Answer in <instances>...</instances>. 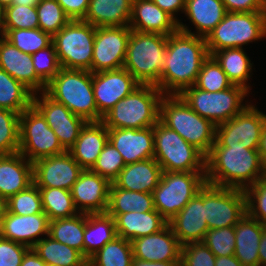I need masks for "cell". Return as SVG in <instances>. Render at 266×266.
Masks as SVG:
<instances>
[{"mask_svg":"<svg viewBox=\"0 0 266 266\" xmlns=\"http://www.w3.org/2000/svg\"><path fill=\"white\" fill-rule=\"evenodd\" d=\"M208 57L205 38L177 30L167 37L165 64L156 86L164 95H179L195 85Z\"/></svg>","mask_w":266,"mask_h":266,"instance_id":"1","label":"cell"},{"mask_svg":"<svg viewBox=\"0 0 266 266\" xmlns=\"http://www.w3.org/2000/svg\"><path fill=\"white\" fill-rule=\"evenodd\" d=\"M266 176L258 149L223 147L216 140L205 157L206 183L245 190Z\"/></svg>","mask_w":266,"mask_h":266,"instance_id":"2","label":"cell"},{"mask_svg":"<svg viewBox=\"0 0 266 266\" xmlns=\"http://www.w3.org/2000/svg\"><path fill=\"white\" fill-rule=\"evenodd\" d=\"M159 120L205 157L211 151L215 142L216 126L192 110L179 95L162 97Z\"/></svg>","mask_w":266,"mask_h":266,"instance_id":"3","label":"cell"},{"mask_svg":"<svg viewBox=\"0 0 266 266\" xmlns=\"http://www.w3.org/2000/svg\"><path fill=\"white\" fill-rule=\"evenodd\" d=\"M164 94L157 86L140 85L119 100L101 122L108 129L153 127L159 121L160 102Z\"/></svg>","mask_w":266,"mask_h":266,"instance_id":"4","label":"cell"},{"mask_svg":"<svg viewBox=\"0 0 266 266\" xmlns=\"http://www.w3.org/2000/svg\"><path fill=\"white\" fill-rule=\"evenodd\" d=\"M45 93L87 122H98V110L89 70L61 68L47 84Z\"/></svg>","mask_w":266,"mask_h":266,"instance_id":"5","label":"cell"},{"mask_svg":"<svg viewBox=\"0 0 266 266\" xmlns=\"http://www.w3.org/2000/svg\"><path fill=\"white\" fill-rule=\"evenodd\" d=\"M167 37L131 30L124 68L141 85L156 86L159 83L165 64Z\"/></svg>","mask_w":266,"mask_h":266,"instance_id":"6","label":"cell"},{"mask_svg":"<svg viewBox=\"0 0 266 266\" xmlns=\"http://www.w3.org/2000/svg\"><path fill=\"white\" fill-rule=\"evenodd\" d=\"M266 37V12H227L205 38L208 53L242 45Z\"/></svg>","mask_w":266,"mask_h":266,"instance_id":"7","label":"cell"},{"mask_svg":"<svg viewBox=\"0 0 266 266\" xmlns=\"http://www.w3.org/2000/svg\"><path fill=\"white\" fill-rule=\"evenodd\" d=\"M154 159L167 172H205V156L160 120L153 126Z\"/></svg>","mask_w":266,"mask_h":266,"instance_id":"8","label":"cell"},{"mask_svg":"<svg viewBox=\"0 0 266 266\" xmlns=\"http://www.w3.org/2000/svg\"><path fill=\"white\" fill-rule=\"evenodd\" d=\"M248 93V90L237 85L219 92H207L193 85L184 89L179 96L197 114L218 126L242 112L249 105H242Z\"/></svg>","mask_w":266,"mask_h":266,"instance_id":"9","label":"cell"},{"mask_svg":"<svg viewBox=\"0 0 266 266\" xmlns=\"http://www.w3.org/2000/svg\"><path fill=\"white\" fill-rule=\"evenodd\" d=\"M96 27L83 20H71L52 37L61 68L89 70Z\"/></svg>","mask_w":266,"mask_h":266,"instance_id":"10","label":"cell"},{"mask_svg":"<svg viewBox=\"0 0 266 266\" xmlns=\"http://www.w3.org/2000/svg\"><path fill=\"white\" fill-rule=\"evenodd\" d=\"M205 184V172L163 171L152 192L155 210L170 221Z\"/></svg>","mask_w":266,"mask_h":266,"instance_id":"11","label":"cell"},{"mask_svg":"<svg viewBox=\"0 0 266 266\" xmlns=\"http://www.w3.org/2000/svg\"><path fill=\"white\" fill-rule=\"evenodd\" d=\"M19 152L32 163L66 152L43 115L33 105L20 114Z\"/></svg>","mask_w":266,"mask_h":266,"instance_id":"12","label":"cell"},{"mask_svg":"<svg viewBox=\"0 0 266 266\" xmlns=\"http://www.w3.org/2000/svg\"><path fill=\"white\" fill-rule=\"evenodd\" d=\"M246 213L244 190L205 184V218L208 229L234 227Z\"/></svg>","mask_w":266,"mask_h":266,"instance_id":"13","label":"cell"},{"mask_svg":"<svg viewBox=\"0 0 266 266\" xmlns=\"http://www.w3.org/2000/svg\"><path fill=\"white\" fill-rule=\"evenodd\" d=\"M266 114L248 105L233 118L216 126L215 140L223 147L258 149Z\"/></svg>","mask_w":266,"mask_h":266,"instance_id":"14","label":"cell"},{"mask_svg":"<svg viewBox=\"0 0 266 266\" xmlns=\"http://www.w3.org/2000/svg\"><path fill=\"white\" fill-rule=\"evenodd\" d=\"M130 34L129 26L96 27L92 73L124 67Z\"/></svg>","mask_w":266,"mask_h":266,"instance_id":"15","label":"cell"},{"mask_svg":"<svg viewBox=\"0 0 266 266\" xmlns=\"http://www.w3.org/2000/svg\"><path fill=\"white\" fill-rule=\"evenodd\" d=\"M92 85L100 122L119 100L141 84L123 67L92 73Z\"/></svg>","mask_w":266,"mask_h":266,"instance_id":"16","label":"cell"},{"mask_svg":"<svg viewBox=\"0 0 266 266\" xmlns=\"http://www.w3.org/2000/svg\"><path fill=\"white\" fill-rule=\"evenodd\" d=\"M32 164L33 183L38 188H61L71 191L73 184L84 170L68 151L40 158Z\"/></svg>","mask_w":266,"mask_h":266,"instance_id":"17","label":"cell"},{"mask_svg":"<svg viewBox=\"0 0 266 266\" xmlns=\"http://www.w3.org/2000/svg\"><path fill=\"white\" fill-rule=\"evenodd\" d=\"M111 182L84 169L71 189L72 198L79 213H106Z\"/></svg>","mask_w":266,"mask_h":266,"instance_id":"18","label":"cell"},{"mask_svg":"<svg viewBox=\"0 0 266 266\" xmlns=\"http://www.w3.org/2000/svg\"><path fill=\"white\" fill-rule=\"evenodd\" d=\"M168 225L181 245L203 241L209 230L205 218V185L168 221Z\"/></svg>","mask_w":266,"mask_h":266,"instance_id":"19","label":"cell"},{"mask_svg":"<svg viewBox=\"0 0 266 266\" xmlns=\"http://www.w3.org/2000/svg\"><path fill=\"white\" fill-rule=\"evenodd\" d=\"M108 141L121 153L125 165L154 158L153 127L108 129Z\"/></svg>","mask_w":266,"mask_h":266,"instance_id":"20","label":"cell"},{"mask_svg":"<svg viewBox=\"0 0 266 266\" xmlns=\"http://www.w3.org/2000/svg\"><path fill=\"white\" fill-rule=\"evenodd\" d=\"M133 256L144 261H181V247L171 227L167 224L161 231L133 239Z\"/></svg>","mask_w":266,"mask_h":266,"instance_id":"21","label":"cell"},{"mask_svg":"<svg viewBox=\"0 0 266 266\" xmlns=\"http://www.w3.org/2000/svg\"><path fill=\"white\" fill-rule=\"evenodd\" d=\"M49 223V217L44 212L16 215L6 210L0 225V236L32 248L42 239L35 238L42 234L48 236Z\"/></svg>","mask_w":266,"mask_h":266,"instance_id":"22","label":"cell"},{"mask_svg":"<svg viewBox=\"0 0 266 266\" xmlns=\"http://www.w3.org/2000/svg\"><path fill=\"white\" fill-rule=\"evenodd\" d=\"M0 68L33 94L45 92L47 85L37 76L32 56L20 51L5 38L0 39Z\"/></svg>","mask_w":266,"mask_h":266,"instance_id":"23","label":"cell"},{"mask_svg":"<svg viewBox=\"0 0 266 266\" xmlns=\"http://www.w3.org/2000/svg\"><path fill=\"white\" fill-rule=\"evenodd\" d=\"M129 28L169 36L178 30V22L152 0H133Z\"/></svg>","mask_w":266,"mask_h":266,"instance_id":"24","label":"cell"},{"mask_svg":"<svg viewBox=\"0 0 266 266\" xmlns=\"http://www.w3.org/2000/svg\"><path fill=\"white\" fill-rule=\"evenodd\" d=\"M32 183V162L20 152L0 155V197L6 201Z\"/></svg>","mask_w":266,"mask_h":266,"instance_id":"25","label":"cell"},{"mask_svg":"<svg viewBox=\"0 0 266 266\" xmlns=\"http://www.w3.org/2000/svg\"><path fill=\"white\" fill-rule=\"evenodd\" d=\"M163 170L154 158L126 164L113 181L117 188L152 193L158 186Z\"/></svg>","mask_w":266,"mask_h":266,"instance_id":"26","label":"cell"},{"mask_svg":"<svg viewBox=\"0 0 266 266\" xmlns=\"http://www.w3.org/2000/svg\"><path fill=\"white\" fill-rule=\"evenodd\" d=\"M107 142L108 128L101 121L87 122L68 152L83 169H91Z\"/></svg>","mask_w":266,"mask_h":266,"instance_id":"27","label":"cell"},{"mask_svg":"<svg viewBox=\"0 0 266 266\" xmlns=\"http://www.w3.org/2000/svg\"><path fill=\"white\" fill-rule=\"evenodd\" d=\"M184 12L195 25L198 34L192 33L182 22H178V30L203 38L207 37L227 13L221 0H186Z\"/></svg>","mask_w":266,"mask_h":266,"instance_id":"28","label":"cell"},{"mask_svg":"<svg viewBox=\"0 0 266 266\" xmlns=\"http://www.w3.org/2000/svg\"><path fill=\"white\" fill-rule=\"evenodd\" d=\"M265 227L247 213L235 225L234 256L244 266H259L258 247Z\"/></svg>","mask_w":266,"mask_h":266,"instance_id":"29","label":"cell"},{"mask_svg":"<svg viewBox=\"0 0 266 266\" xmlns=\"http://www.w3.org/2000/svg\"><path fill=\"white\" fill-rule=\"evenodd\" d=\"M168 221L157 211L119 214L115 218L117 236L132 241L161 231Z\"/></svg>","mask_w":266,"mask_h":266,"instance_id":"30","label":"cell"},{"mask_svg":"<svg viewBox=\"0 0 266 266\" xmlns=\"http://www.w3.org/2000/svg\"><path fill=\"white\" fill-rule=\"evenodd\" d=\"M133 0H90L83 21L94 27L129 26Z\"/></svg>","mask_w":266,"mask_h":266,"instance_id":"31","label":"cell"},{"mask_svg":"<svg viewBox=\"0 0 266 266\" xmlns=\"http://www.w3.org/2000/svg\"><path fill=\"white\" fill-rule=\"evenodd\" d=\"M115 219L107 213L86 214L84 256L89 259L115 237Z\"/></svg>","mask_w":266,"mask_h":266,"instance_id":"32","label":"cell"},{"mask_svg":"<svg viewBox=\"0 0 266 266\" xmlns=\"http://www.w3.org/2000/svg\"><path fill=\"white\" fill-rule=\"evenodd\" d=\"M155 210L153 194L124 190L111 183L109 201L106 213L114 219L119 214L135 212H149Z\"/></svg>","mask_w":266,"mask_h":266,"instance_id":"33","label":"cell"},{"mask_svg":"<svg viewBox=\"0 0 266 266\" xmlns=\"http://www.w3.org/2000/svg\"><path fill=\"white\" fill-rule=\"evenodd\" d=\"M222 70L227 74L228 79L233 85L241 86L249 91L247 85L251 77L252 63L244 52L243 48H224L211 55Z\"/></svg>","mask_w":266,"mask_h":266,"instance_id":"34","label":"cell"},{"mask_svg":"<svg viewBox=\"0 0 266 266\" xmlns=\"http://www.w3.org/2000/svg\"><path fill=\"white\" fill-rule=\"evenodd\" d=\"M47 237L32 248L48 266H88V259L81 252Z\"/></svg>","mask_w":266,"mask_h":266,"instance_id":"35","label":"cell"},{"mask_svg":"<svg viewBox=\"0 0 266 266\" xmlns=\"http://www.w3.org/2000/svg\"><path fill=\"white\" fill-rule=\"evenodd\" d=\"M86 213H79L69 218L51 220L49 223L50 236L55 241L70 246L84 255V231Z\"/></svg>","mask_w":266,"mask_h":266,"instance_id":"36","label":"cell"},{"mask_svg":"<svg viewBox=\"0 0 266 266\" xmlns=\"http://www.w3.org/2000/svg\"><path fill=\"white\" fill-rule=\"evenodd\" d=\"M33 93L0 68V108L21 114L32 105Z\"/></svg>","mask_w":266,"mask_h":266,"instance_id":"37","label":"cell"},{"mask_svg":"<svg viewBox=\"0 0 266 266\" xmlns=\"http://www.w3.org/2000/svg\"><path fill=\"white\" fill-rule=\"evenodd\" d=\"M132 245L116 236L88 259V266H132Z\"/></svg>","mask_w":266,"mask_h":266,"instance_id":"38","label":"cell"},{"mask_svg":"<svg viewBox=\"0 0 266 266\" xmlns=\"http://www.w3.org/2000/svg\"><path fill=\"white\" fill-rule=\"evenodd\" d=\"M43 212L49 220L69 218L79 214L71 191L61 188H39Z\"/></svg>","mask_w":266,"mask_h":266,"instance_id":"39","label":"cell"},{"mask_svg":"<svg viewBox=\"0 0 266 266\" xmlns=\"http://www.w3.org/2000/svg\"><path fill=\"white\" fill-rule=\"evenodd\" d=\"M5 39L26 54H34L52 44V36L40 28L6 29Z\"/></svg>","mask_w":266,"mask_h":266,"instance_id":"40","label":"cell"},{"mask_svg":"<svg viewBox=\"0 0 266 266\" xmlns=\"http://www.w3.org/2000/svg\"><path fill=\"white\" fill-rule=\"evenodd\" d=\"M36 10L39 28L52 37L71 21L57 0H40Z\"/></svg>","mask_w":266,"mask_h":266,"instance_id":"41","label":"cell"},{"mask_svg":"<svg viewBox=\"0 0 266 266\" xmlns=\"http://www.w3.org/2000/svg\"><path fill=\"white\" fill-rule=\"evenodd\" d=\"M20 114L0 108V155L19 152Z\"/></svg>","mask_w":266,"mask_h":266,"instance_id":"42","label":"cell"},{"mask_svg":"<svg viewBox=\"0 0 266 266\" xmlns=\"http://www.w3.org/2000/svg\"><path fill=\"white\" fill-rule=\"evenodd\" d=\"M233 84L217 61L209 55L203 62L195 86L207 92H219L230 88Z\"/></svg>","mask_w":266,"mask_h":266,"instance_id":"43","label":"cell"},{"mask_svg":"<svg viewBox=\"0 0 266 266\" xmlns=\"http://www.w3.org/2000/svg\"><path fill=\"white\" fill-rule=\"evenodd\" d=\"M40 94V99L37 98V93L33 94L32 105L43 115L47 123L87 122L73 114L65 105L54 101L45 92Z\"/></svg>","mask_w":266,"mask_h":266,"instance_id":"44","label":"cell"},{"mask_svg":"<svg viewBox=\"0 0 266 266\" xmlns=\"http://www.w3.org/2000/svg\"><path fill=\"white\" fill-rule=\"evenodd\" d=\"M6 210L16 215L42 213V202L39 188L32 183L26 189L6 200Z\"/></svg>","mask_w":266,"mask_h":266,"instance_id":"45","label":"cell"},{"mask_svg":"<svg viewBox=\"0 0 266 266\" xmlns=\"http://www.w3.org/2000/svg\"><path fill=\"white\" fill-rule=\"evenodd\" d=\"M124 167L121 153L108 141L90 170L113 183Z\"/></svg>","mask_w":266,"mask_h":266,"instance_id":"46","label":"cell"},{"mask_svg":"<svg viewBox=\"0 0 266 266\" xmlns=\"http://www.w3.org/2000/svg\"><path fill=\"white\" fill-rule=\"evenodd\" d=\"M202 242L216 257L234 255L235 226L209 229Z\"/></svg>","mask_w":266,"mask_h":266,"instance_id":"47","label":"cell"},{"mask_svg":"<svg viewBox=\"0 0 266 266\" xmlns=\"http://www.w3.org/2000/svg\"><path fill=\"white\" fill-rule=\"evenodd\" d=\"M244 191L247 214L266 226V176Z\"/></svg>","mask_w":266,"mask_h":266,"instance_id":"48","label":"cell"},{"mask_svg":"<svg viewBox=\"0 0 266 266\" xmlns=\"http://www.w3.org/2000/svg\"><path fill=\"white\" fill-rule=\"evenodd\" d=\"M6 29L39 28L36 6L12 4L5 7Z\"/></svg>","mask_w":266,"mask_h":266,"instance_id":"49","label":"cell"},{"mask_svg":"<svg viewBox=\"0 0 266 266\" xmlns=\"http://www.w3.org/2000/svg\"><path fill=\"white\" fill-rule=\"evenodd\" d=\"M31 56L37 76L47 85L61 69L54 44Z\"/></svg>","mask_w":266,"mask_h":266,"instance_id":"50","label":"cell"},{"mask_svg":"<svg viewBox=\"0 0 266 266\" xmlns=\"http://www.w3.org/2000/svg\"><path fill=\"white\" fill-rule=\"evenodd\" d=\"M181 266H215L216 256L203 242H189L181 247Z\"/></svg>","mask_w":266,"mask_h":266,"instance_id":"51","label":"cell"},{"mask_svg":"<svg viewBox=\"0 0 266 266\" xmlns=\"http://www.w3.org/2000/svg\"><path fill=\"white\" fill-rule=\"evenodd\" d=\"M28 246L0 236V266H20Z\"/></svg>","mask_w":266,"mask_h":266,"instance_id":"52","label":"cell"},{"mask_svg":"<svg viewBox=\"0 0 266 266\" xmlns=\"http://www.w3.org/2000/svg\"><path fill=\"white\" fill-rule=\"evenodd\" d=\"M87 122L47 123L57 135L62 147L68 151L76 142L81 129Z\"/></svg>","mask_w":266,"mask_h":266,"instance_id":"53","label":"cell"},{"mask_svg":"<svg viewBox=\"0 0 266 266\" xmlns=\"http://www.w3.org/2000/svg\"><path fill=\"white\" fill-rule=\"evenodd\" d=\"M227 12H266V0H221Z\"/></svg>","mask_w":266,"mask_h":266,"instance_id":"54","label":"cell"},{"mask_svg":"<svg viewBox=\"0 0 266 266\" xmlns=\"http://www.w3.org/2000/svg\"><path fill=\"white\" fill-rule=\"evenodd\" d=\"M90 0H57L71 20H83L88 11Z\"/></svg>","mask_w":266,"mask_h":266,"instance_id":"55","label":"cell"},{"mask_svg":"<svg viewBox=\"0 0 266 266\" xmlns=\"http://www.w3.org/2000/svg\"><path fill=\"white\" fill-rule=\"evenodd\" d=\"M161 10L166 11L170 14L177 22L175 13L179 11H185L186 0H152Z\"/></svg>","mask_w":266,"mask_h":266,"instance_id":"56","label":"cell"},{"mask_svg":"<svg viewBox=\"0 0 266 266\" xmlns=\"http://www.w3.org/2000/svg\"><path fill=\"white\" fill-rule=\"evenodd\" d=\"M20 266H48L33 250L29 248L24 254V258Z\"/></svg>","mask_w":266,"mask_h":266,"instance_id":"57","label":"cell"},{"mask_svg":"<svg viewBox=\"0 0 266 266\" xmlns=\"http://www.w3.org/2000/svg\"><path fill=\"white\" fill-rule=\"evenodd\" d=\"M132 266H181V261H144L133 257Z\"/></svg>","mask_w":266,"mask_h":266,"instance_id":"58","label":"cell"},{"mask_svg":"<svg viewBox=\"0 0 266 266\" xmlns=\"http://www.w3.org/2000/svg\"><path fill=\"white\" fill-rule=\"evenodd\" d=\"M215 266H244L234 255L216 257Z\"/></svg>","mask_w":266,"mask_h":266,"instance_id":"59","label":"cell"},{"mask_svg":"<svg viewBox=\"0 0 266 266\" xmlns=\"http://www.w3.org/2000/svg\"><path fill=\"white\" fill-rule=\"evenodd\" d=\"M258 153L260 155L261 161L263 165L266 167V118L263 126V130L261 133L260 143L258 147Z\"/></svg>","mask_w":266,"mask_h":266,"instance_id":"60","label":"cell"},{"mask_svg":"<svg viewBox=\"0 0 266 266\" xmlns=\"http://www.w3.org/2000/svg\"><path fill=\"white\" fill-rule=\"evenodd\" d=\"M258 248L259 266H266V227L263 230Z\"/></svg>","mask_w":266,"mask_h":266,"instance_id":"61","label":"cell"},{"mask_svg":"<svg viewBox=\"0 0 266 266\" xmlns=\"http://www.w3.org/2000/svg\"><path fill=\"white\" fill-rule=\"evenodd\" d=\"M6 25H5V8L0 6V35L5 38ZM1 39V38H0Z\"/></svg>","mask_w":266,"mask_h":266,"instance_id":"62","label":"cell"},{"mask_svg":"<svg viewBox=\"0 0 266 266\" xmlns=\"http://www.w3.org/2000/svg\"><path fill=\"white\" fill-rule=\"evenodd\" d=\"M40 0H14L13 4L25 5V6H36Z\"/></svg>","mask_w":266,"mask_h":266,"instance_id":"63","label":"cell"},{"mask_svg":"<svg viewBox=\"0 0 266 266\" xmlns=\"http://www.w3.org/2000/svg\"><path fill=\"white\" fill-rule=\"evenodd\" d=\"M5 211H6V201L2 197H0V225Z\"/></svg>","mask_w":266,"mask_h":266,"instance_id":"64","label":"cell"},{"mask_svg":"<svg viewBox=\"0 0 266 266\" xmlns=\"http://www.w3.org/2000/svg\"><path fill=\"white\" fill-rule=\"evenodd\" d=\"M14 0H0V6L7 7L9 5H12Z\"/></svg>","mask_w":266,"mask_h":266,"instance_id":"65","label":"cell"}]
</instances>
